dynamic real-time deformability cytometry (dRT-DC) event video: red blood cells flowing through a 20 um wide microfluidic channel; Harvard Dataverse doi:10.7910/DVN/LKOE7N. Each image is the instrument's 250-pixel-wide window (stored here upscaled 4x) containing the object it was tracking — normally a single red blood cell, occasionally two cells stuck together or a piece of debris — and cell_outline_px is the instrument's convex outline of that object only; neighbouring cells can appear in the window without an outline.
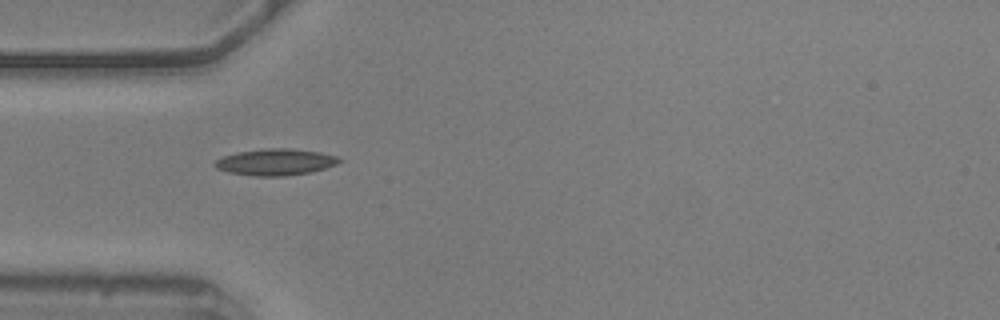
{"species": "common noctule bat (a hibernating species)", "species_latin": "Nyctalus noctula", "temperature_condition": "warm", "stored_images_in_passage": 5, "camera_frame_rate_fps": 3000, "um_per_image_px": 0.085, "animal": {"sex": "male", "body_mass_g": 20.5, "forearm_length_mm": 52.5}, "frame": {"image": 1, "passage_image": 1, "time_ms": 0.0, "image_size_px": [1000, 320], "cell_outline_px": [[344, 160], [336, 164], [324, 168], [308, 172], [284, 176], [256, 176], [228, 172], [216, 168], [212, 164], [216, 160], [224, 156], [236, 152], [264, 148], [288, 148], [320, 152], [336, 156]], "centroid_in_image_um": [23.39, 13.76], "position_along_channel_um": 61.6, "area_um2": 19.13}}